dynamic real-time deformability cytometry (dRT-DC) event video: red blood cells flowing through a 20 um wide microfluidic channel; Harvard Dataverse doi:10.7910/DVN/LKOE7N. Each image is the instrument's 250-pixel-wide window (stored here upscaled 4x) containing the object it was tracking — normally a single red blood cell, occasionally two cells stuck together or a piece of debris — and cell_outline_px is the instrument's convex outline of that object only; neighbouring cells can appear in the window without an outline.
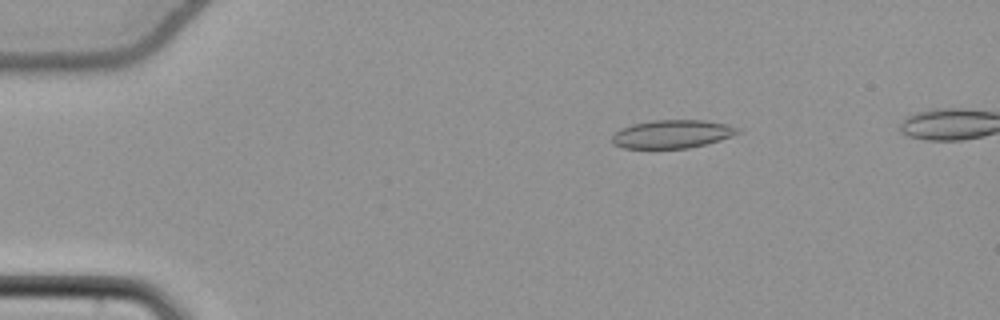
{"species": "common noctule bat (a hibernating species)", "species_latin": "Nyctalus noctula", "temperature_condition": "cold", "stored_images_in_passage": 12, "camera_frame_rate_fps": 3000, "um_per_image_px": 0.085, "animal": {"sex": "female", "body_mass_g": 22.7, "forearm_length_mm": 54.2}, "frame": {"image": 1, "passage_image": 10, "time_ms": 3.0, "image_size_px": [1000, 320], "cell_outline_px": [[744, 132], [720, 140], [688, 148], [624, 148], [612, 144], [612, 136], [616, 132], [632, 124], [652, 120], [704, 120], [728, 124], [744, 128]], "centroid_in_image_um": [57.22, 11.38], "position_along_channel_um": 27.8, "area_um2": 20.87}}